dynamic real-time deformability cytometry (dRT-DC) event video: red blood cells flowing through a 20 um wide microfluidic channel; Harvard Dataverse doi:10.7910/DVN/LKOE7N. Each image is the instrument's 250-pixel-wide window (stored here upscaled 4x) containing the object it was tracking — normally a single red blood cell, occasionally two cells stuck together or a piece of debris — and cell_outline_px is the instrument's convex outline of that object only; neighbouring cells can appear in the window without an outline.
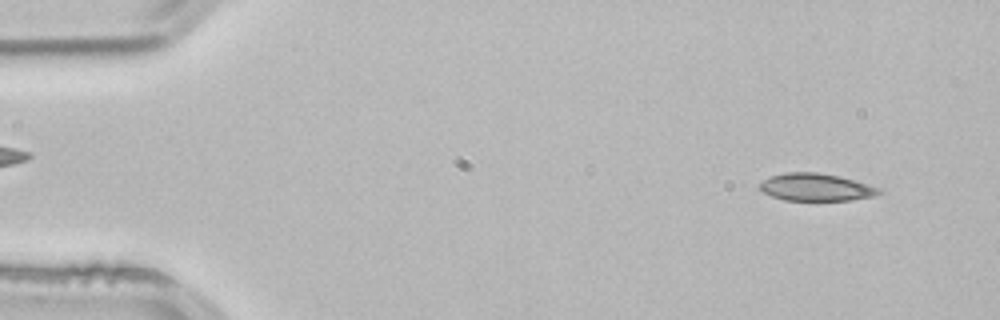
{"species": "common noctule bat (a hibernating species)", "species_latin": "Nyctalus noctula", "temperature_condition": "room temperature", "stored_images_in_passage": 3, "camera_frame_rate_fps": 3000, "um_per_image_px": 0.085, "animal": {"sex": "male", "body_mass_g": 21.5, "forearm_length_mm": 52.0}, "frame": {"image": 1, "passage_image": 1, "time_ms": 0.0, "image_size_px": [1000, 320], "cell_outline_px": [[880, 192], [876, 196], [852, 200], [784, 200], [772, 196], [756, 188], [768, 176], [784, 172], [816, 172], [840, 176], [856, 180], [880, 188]], "centroid_in_image_um": [69.34, 15.9], "position_along_channel_um": 15.7, "area_um2": 19.25}}
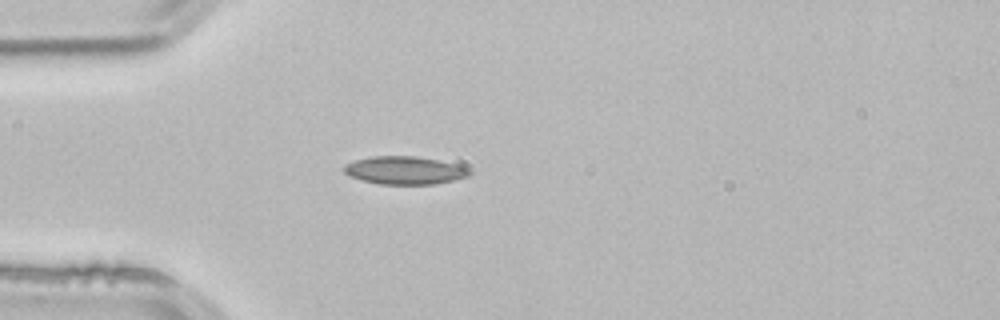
{"frame": {"image": 2, "passage_image": 3, "time_ms": 0.667, "image_size_px": [1000, 320], "cell_outline_px": [[472, 176], [436, 184], [380, 184], [360, 180], [348, 176], [344, 172], [344, 164], [356, 160], [372, 156], [416, 156], [436, 160], [452, 164], [464, 168], [472, 172]], "centroid_in_image_um": [34.35, 14.49], "position_along_channel_um": 50.6, "area_um2": 20.35}}